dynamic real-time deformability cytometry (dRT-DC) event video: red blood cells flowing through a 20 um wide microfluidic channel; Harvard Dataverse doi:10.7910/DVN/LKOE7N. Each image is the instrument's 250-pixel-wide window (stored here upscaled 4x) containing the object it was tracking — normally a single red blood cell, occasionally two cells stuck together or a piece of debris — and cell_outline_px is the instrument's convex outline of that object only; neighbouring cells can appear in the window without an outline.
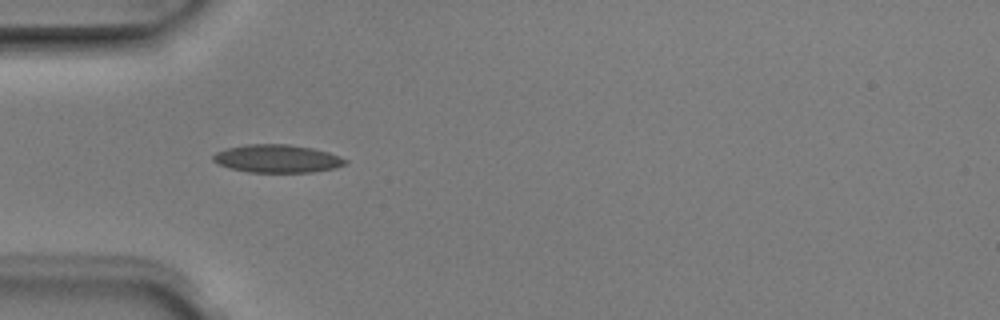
{"species": "Egyptian fruit bat (a non-hibernating species)", "species_latin": "Rousettus aegyptiacus", "temperature_condition": "room temperature", "stored_images_in_passage": 5, "camera_frame_rate_fps": 3000, "um_per_image_px": 0.085, "animal": {"sex": "male"}, "frame": {"image": 1, "passage_image": 4, "time_ms": 1.0, "image_size_px": [1000, 320], "cell_outline_px": [[348, 164], [336, 168], [312, 172], [248, 172], [228, 168], [216, 164], [212, 160], [212, 156], [216, 152], [228, 148], [248, 144], [288, 144], [312, 148], [328, 152], [348, 160]], "centroid_in_image_um": [23.55, 13.49], "position_along_channel_um": 61.4, "area_um2": 21.68}}
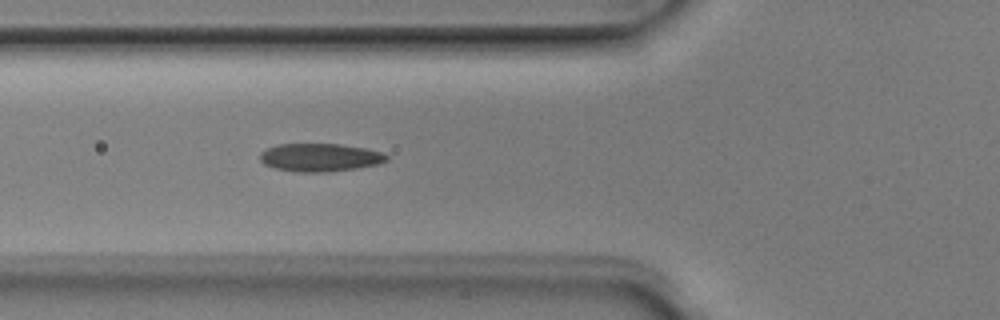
{"frame": {"image": 2, "passage_image": 5, "time_ms": 1.333, "image_size_px": [1000, 320], "cell_outline_px": [[388, 160], [380, 164], [356, 168], [328, 172], [296, 172], [276, 168], [264, 164], [260, 160], [260, 152], [276, 144], [340, 144], [364, 148], [380, 152], [388, 156]], "centroid_in_image_um": [27.19, 13.38], "position_along_channel_um": 98.6, "area_um2": 20.69}}